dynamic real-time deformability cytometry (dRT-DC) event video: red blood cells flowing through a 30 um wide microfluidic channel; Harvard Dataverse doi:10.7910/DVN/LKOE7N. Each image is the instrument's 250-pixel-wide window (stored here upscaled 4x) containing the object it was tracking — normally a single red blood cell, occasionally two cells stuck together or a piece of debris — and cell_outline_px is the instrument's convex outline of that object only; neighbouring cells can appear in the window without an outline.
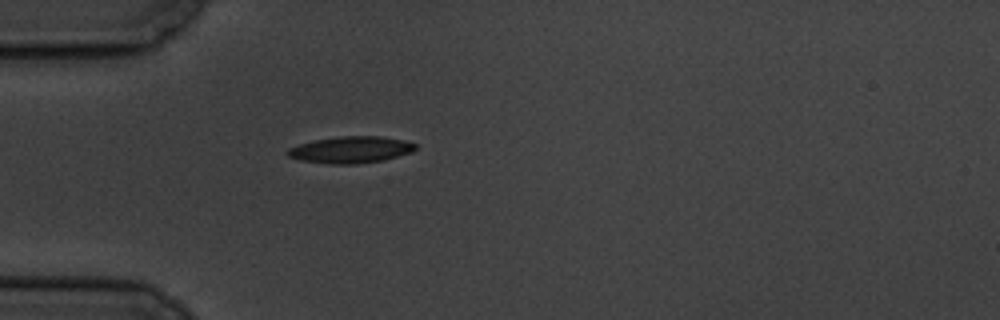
{"species": "common noctule bat (a hibernating species)", "species_latin": "Nyctalus noctula", "temperature_condition": "cold", "stored_images_in_passage": 42, "camera_frame_rate_fps": 3000, "um_per_image_px": 0.085, "animal": {"sex": "male", "body_mass_g": 19.5, "forearm_length_mm": 54.6}, "frame": {"image": 1, "passage_image": 1, "time_ms": 0.0, "image_size_px": [1000, 320], "cell_outline_px": [[416, 148], [412, 152], [384, 160], [356, 164], [332, 164], [300, 160], [288, 156], [284, 152], [288, 148], [300, 144], [316, 140], [340, 136], [380, 136], [404, 140], [416, 144]], "centroid_in_image_um": [29.81, 12.73], "position_along_channel_um": 55.2, "area_um2": 19.83}}
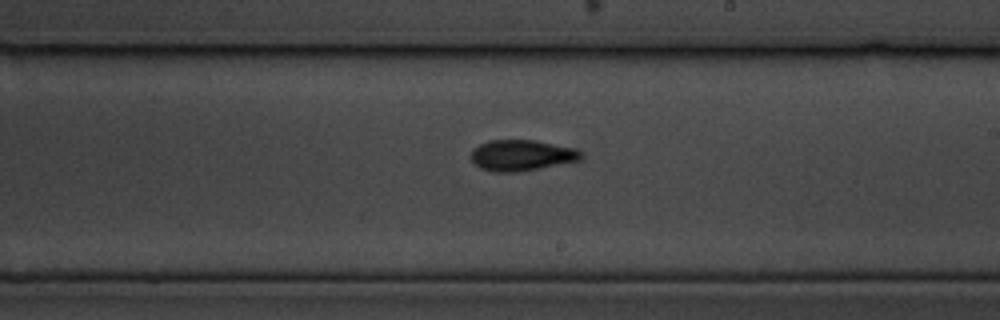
{"frame": {"image": 2, "passage_image": 18, "time_ms": 5.667, "image_size_px": [1000, 320], "cell_outline_px": [[584, 156], [580, 160], [540, 168], [516, 172], [492, 172], [480, 168], [472, 160], [472, 152], [480, 144], [488, 140], [536, 140], [576, 148]], "centroid_in_image_um": [44.36, 13.2], "position_along_channel_um": 244.6, "area_um2": 19.77}}
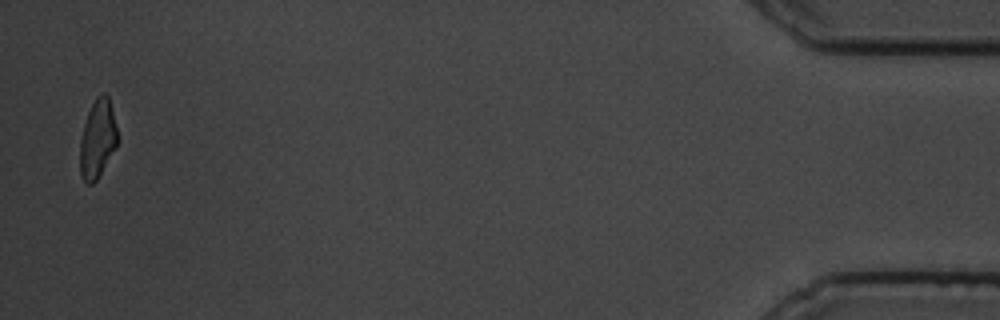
{"frame": {"image": 3, "passage_image": 41, "time_ms": 13.333, "image_size_px": [1000, 320], "cell_outline_px": [[116, 148], [96, 180], [92, 184], [84, 184], [80, 172], [80, 140], [84, 124], [88, 112], [96, 96], [100, 92], [104, 92], [108, 96], [116, 128]], "centroid_in_image_um": [8.26, 11.82], "position_along_channel_um": 426.9, "area_um2": 16.94}, "authors_computed_cell_mechanics": {"area_um2": 19.2185, "velocity_mm_per_s": 3.4882, "shape_relaxation_time_tau1_ms": 3.7139, "shape_relaxation_time_tau2_ms": 2.6509, "deformation_change_tau1": 0.1255, "deformation_change_tau2": 0.0863}}